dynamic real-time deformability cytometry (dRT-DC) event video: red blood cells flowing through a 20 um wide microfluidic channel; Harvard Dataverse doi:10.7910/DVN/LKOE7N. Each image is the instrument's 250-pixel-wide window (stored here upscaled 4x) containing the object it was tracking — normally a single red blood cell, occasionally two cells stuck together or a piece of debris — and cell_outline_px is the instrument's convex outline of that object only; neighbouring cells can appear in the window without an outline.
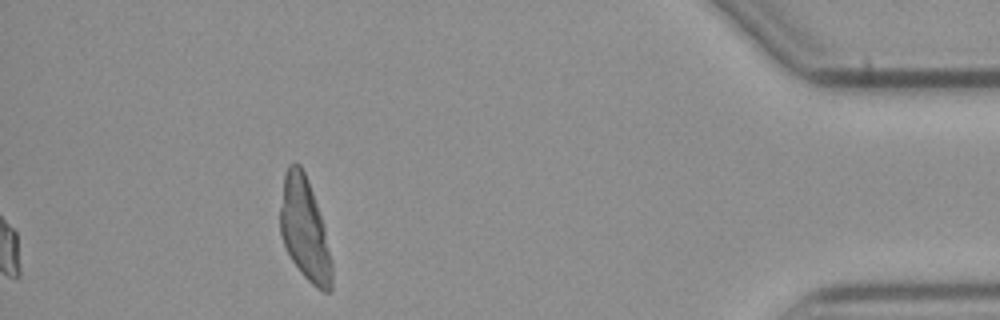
{"species": "common noctule bat (a hibernating species)", "species_latin": "Nyctalus noctula", "temperature_condition": "cold", "stored_images_in_passage": 49, "camera_frame_rate_fps": 3000, "um_per_image_px": 0.085, "animal": {"sex": "male", "body_mass_g": 23.1, "forearm_length_mm": 52.7}, "frame": {"image": 1, "passage_image": 49, "time_ms": 16.0, "image_size_px": [1000, 320], "cell_outline_px": [[332, 288], [328, 292], [324, 292], [316, 288], [300, 272], [292, 260], [284, 244], [280, 232], [280, 208], [284, 172], [288, 164], [300, 164], [308, 180], [324, 228], [332, 264]], "centroid_in_image_um": [25.88, 19.5], "position_along_channel_um": 409.3, "area_um2": 30.46}}